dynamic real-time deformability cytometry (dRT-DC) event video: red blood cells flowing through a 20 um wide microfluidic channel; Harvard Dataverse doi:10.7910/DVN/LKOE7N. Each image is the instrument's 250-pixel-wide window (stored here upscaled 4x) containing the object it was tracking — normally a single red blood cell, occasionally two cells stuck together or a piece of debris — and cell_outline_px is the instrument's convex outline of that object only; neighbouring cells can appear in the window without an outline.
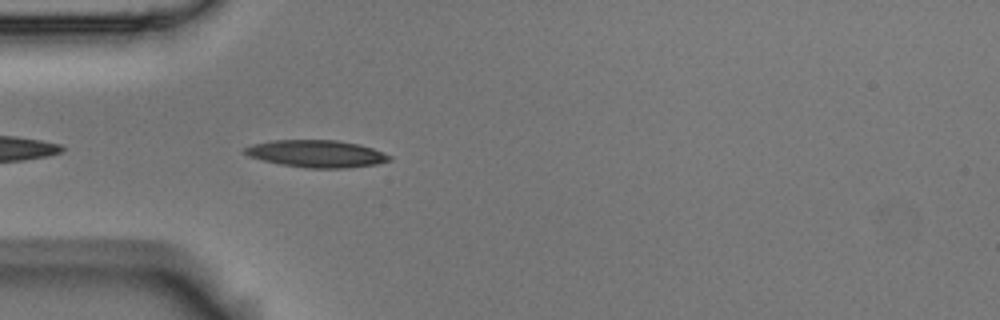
{"species": "Egyptian fruit bat (a non-hibernating species)", "species_latin": "Rousettus aegyptiacus", "temperature_condition": "room temperature", "stored_images_in_passage": 17, "camera_frame_rate_fps": 3000, "um_per_image_px": 0.085, "animal": {"sex": "male"}, "frame": {"image": 1, "passage_image": 3, "time_ms": 0.667, "image_size_px": [1000, 320], "cell_outline_px": [[392, 160], [376, 164], [348, 168], [304, 168], [280, 164], [248, 156], [240, 152], [244, 148], [252, 144], [272, 140], [336, 140], [360, 144], [384, 152], [392, 156]], "centroid_in_image_um": [26.9, 13.06], "position_along_channel_um": 58.1, "area_um2": 23.18}}
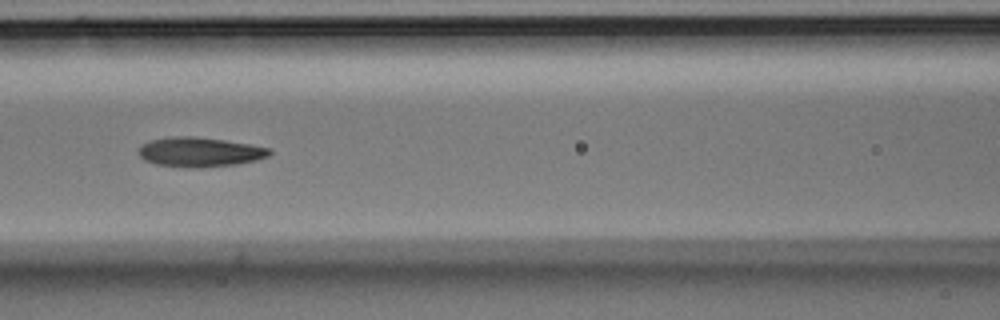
{"frame": {"image": 2, "passage_image": 11, "time_ms": 3.333, "image_size_px": [1000, 320], "cell_outline_px": [[272, 152], [268, 156], [256, 160], [236, 164], [200, 168], [188, 168], [156, 164], [144, 160], [140, 156], [140, 148], [144, 144], [152, 140], [172, 136], [192, 136], [224, 140], [272, 148]], "centroid_in_image_um": [17.01, 12.93], "position_along_channel_um": 149.6, "area_um2": 22.43}}
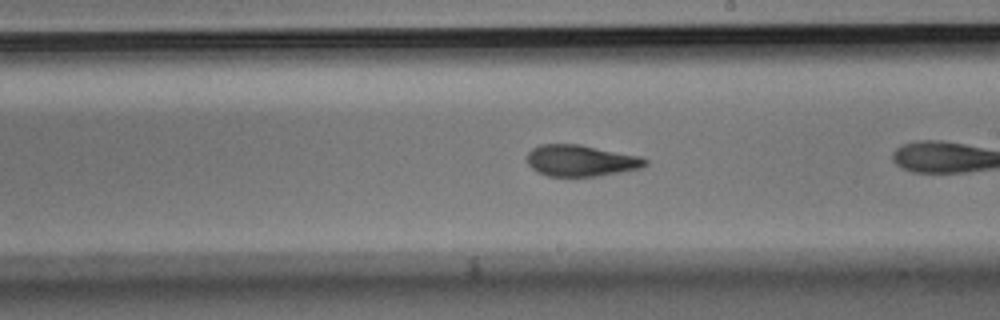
{"frame": {"image": 3, "passage_image": 16, "time_ms": 5.0, "image_size_px": [1000, 320], "cell_outline_px": [[648, 164], [640, 168], [600, 176], [548, 176], [536, 172], [528, 164], [528, 152], [532, 148], [540, 144], [580, 144], [644, 156], [648, 160]], "centroid_in_image_um": [49.41, 13.64], "position_along_channel_um": 239.6, "area_um2": 21.91}}